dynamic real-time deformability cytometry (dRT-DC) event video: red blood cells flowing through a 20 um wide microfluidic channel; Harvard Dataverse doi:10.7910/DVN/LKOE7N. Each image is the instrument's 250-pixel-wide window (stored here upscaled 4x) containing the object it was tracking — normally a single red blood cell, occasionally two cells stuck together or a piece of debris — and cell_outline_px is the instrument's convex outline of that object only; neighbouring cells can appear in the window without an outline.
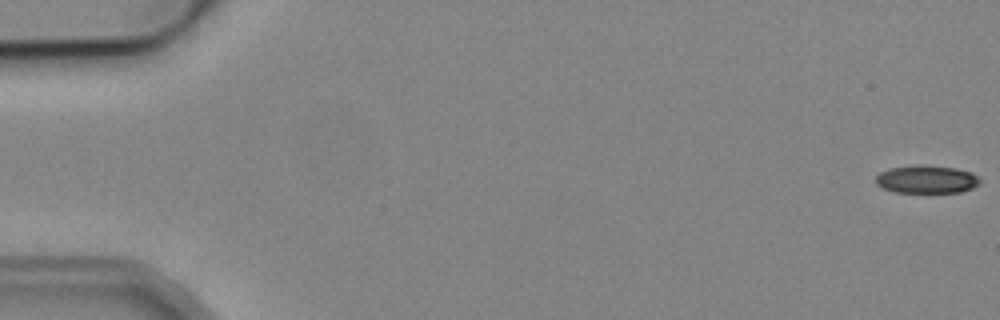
{"species": "common noctule bat (a hibernating species)", "species_latin": "Nyctalus noctula", "temperature_condition": "cold", "stored_images_in_passage": 3, "camera_frame_rate_fps": 3000, "um_per_image_px": 0.085, "animal": {"sex": "male", "body_mass_g": 19.2, "forearm_length_mm": 51.8}, "frame": {"image": 1, "passage_image": 1, "time_ms": 0.0, "image_size_px": [1000, 320], "cell_outline_px": [[980, 184], [972, 188], [960, 192], [896, 192], [884, 188], [876, 184], [876, 176], [880, 172], [888, 168], [924, 164], [956, 168], [972, 172], [980, 180]], "centroid_in_image_um": [78.77, 15.23], "position_along_channel_um": 6.2, "area_um2": 16.99}}